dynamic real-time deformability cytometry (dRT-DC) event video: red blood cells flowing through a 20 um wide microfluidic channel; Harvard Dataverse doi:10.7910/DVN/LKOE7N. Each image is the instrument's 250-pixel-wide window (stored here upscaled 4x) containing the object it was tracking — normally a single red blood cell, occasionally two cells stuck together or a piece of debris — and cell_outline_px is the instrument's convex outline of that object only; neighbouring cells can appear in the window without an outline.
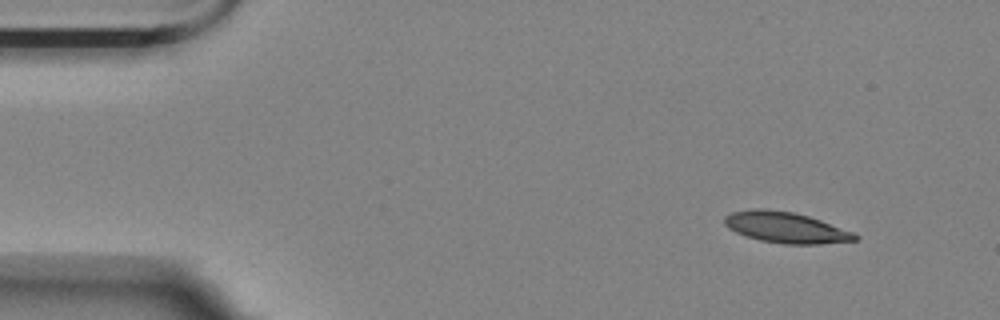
{"species": "Egyptian fruit bat (a non-hibernating species)", "species_latin": "Rousettus aegyptiacus", "temperature_condition": "room temperature", "stored_images_in_passage": 5, "segment_of_instrument_passage": [1, 2], "camera_frame_rate_fps": 3000, "um_per_image_px": 0.085, "animal": {"sex": "female"}, "frame": {"image": 1, "passage_image": 1, "time_ms": 0.0, "image_size_px": [1000, 320], "cell_outline_px": [[860, 236], [856, 240], [820, 244], [784, 244], [760, 240], [736, 232], [728, 228], [724, 224], [724, 216], [732, 212], [756, 208], [760, 208], [792, 212], [808, 216], [820, 220], [852, 232]], "centroid_in_image_um": [66.77, 19.34], "position_along_channel_um": 18.2, "area_um2": 23.24}}
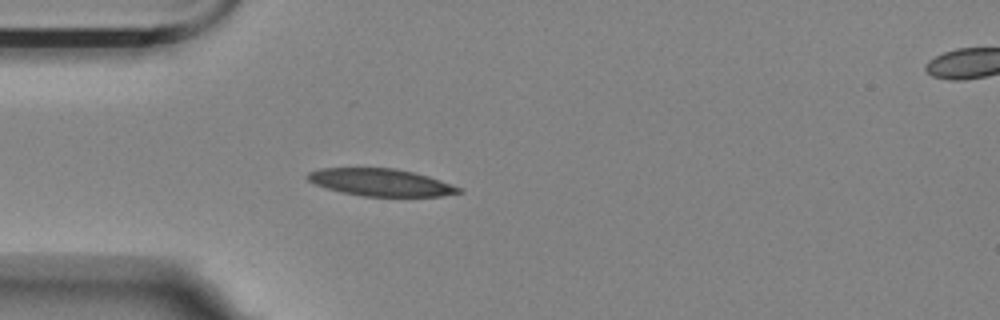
{"frame": {"image": 2, "passage_image": 4, "time_ms": 3.333, "image_size_px": [1000, 320], "cell_outline_px": [[464, 192], [440, 196], [364, 196], [340, 192], [316, 184], [308, 180], [304, 176], [308, 172], [320, 168], [396, 168], [428, 176], [464, 188]], "centroid_in_image_um": [32.38, 15.5], "position_along_channel_um": 52.6, "area_um2": 24.04}}